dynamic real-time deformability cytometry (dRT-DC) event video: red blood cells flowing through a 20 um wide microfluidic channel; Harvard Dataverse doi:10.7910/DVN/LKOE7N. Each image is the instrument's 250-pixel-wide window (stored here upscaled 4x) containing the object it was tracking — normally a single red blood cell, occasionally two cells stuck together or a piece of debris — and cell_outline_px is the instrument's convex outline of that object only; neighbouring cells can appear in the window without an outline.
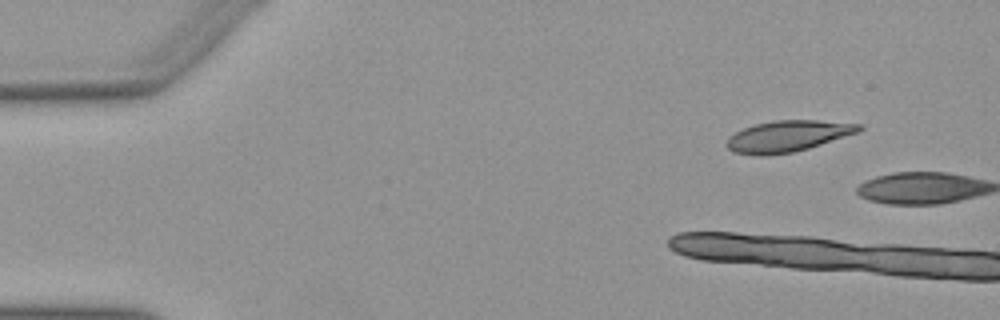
{"species": "Egyptian fruit bat (a non-hibernating species)", "species_latin": "Rousettus aegyptiacus", "temperature_condition": "warm", "stored_images_in_passage": 4, "camera_frame_rate_fps": 3000, "um_per_image_px": 0.085, "animal": {"sex": "female"}, "frame": {"image": 1, "passage_image": 2, "time_ms": 0.333, "image_size_px": [1000, 320], "cell_outline_px": [[864, 128], [860, 132], [808, 148], [792, 152], [764, 156], [756, 156], [736, 152], [728, 148], [728, 136], [744, 128], [756, 124], [772, 120], [816, 120], [864, 124]], "centroid_in_image_um": [67.01, 11.56], "position_along_channel_um": 18.0, "area_um2": 24.04}}